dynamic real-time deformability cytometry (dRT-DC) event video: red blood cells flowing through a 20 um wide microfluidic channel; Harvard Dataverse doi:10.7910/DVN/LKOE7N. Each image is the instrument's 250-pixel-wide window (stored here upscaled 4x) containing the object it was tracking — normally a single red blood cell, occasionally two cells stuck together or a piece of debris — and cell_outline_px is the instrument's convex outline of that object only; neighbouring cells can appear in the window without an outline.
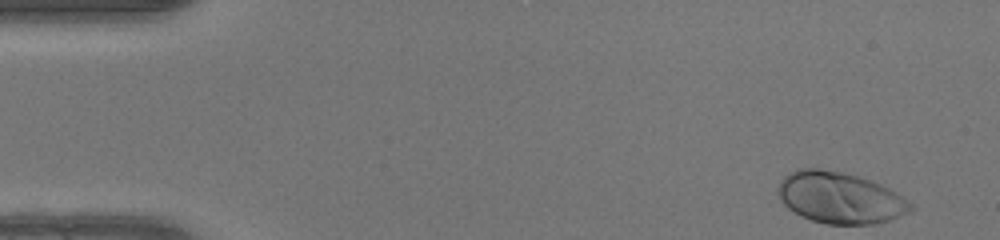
{"species": "human", "species_latin": "Homo sapiens", "temperature_condition": "warm", "stored_images_in_passage": 48, "camera_frame_rate_fps": 3000, "um_per_image_px": 0.085, "donor": {"sex": "female"}, "frame": {"image": 1, "passage_image": 1, "time_ms": 0.0, "image_size_px": [1000, 240], "cell_outline_px": [[916, 208], [908, 212], [888, 220], [876, 224], [828, 224], [812, 220], [800, 216], [788, 208], [780, 200], [776, 188], [780, 180], [788, 172], [796, 168], [816, 168], [840, 172], [856, 176], [880, 184], [904, 196]], "centroid_in_image_um": [71.36, 16.81], "position_along_channel_um": 13.6, "area_um2": 39.77}}
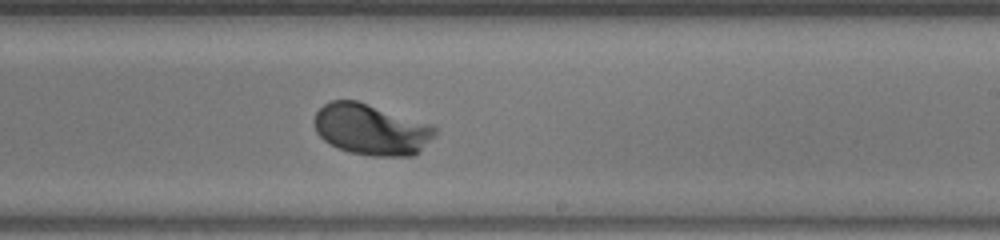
{"frame": {"image": 2, "passage_image": 28, "time_ms": 9.0, "image_size_px": [1000, 240], "cell_outline_px": [[440, 128], [436, 136], [420, 152], [412, 156], [368, 156], [348, 152], [336, 148], [324, 140], [316, 132], [312, 120], [316, 112], [324, 104], [332, 100], [356, 100], [432, 124]], "centroid_in_image_um": [31.58, 11.02], "position_along_channel_um": 257.4, "area_um2": 36.59}}
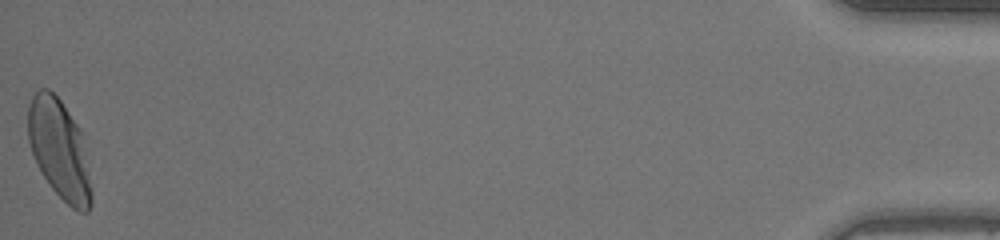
{"frame": {"image": 3, "passage_image": 48, "time_ms": 15.667, "image_size_px": [1000, 240], "cell_outline_px": [[92, 204], [88, 212], [80, 212], [72, 208], [48, 184], [40, 172], [36, 164], [28, 140], [28, 104], [32, 96], [40, 88], [48, 88], [60, 100], [84, 132], [92, 188]], "centroid_in_image_um": [5.08, 12.71], "position_along_channel_um": 430.1, "area_um2": 37.51}, "authors_computed_cell_mechanics": {"area_um2": 35.2869, "velocity_mm_per_s": 4.1258, "shape_relaxation_time_tau1_ms": 1.8069, "shape_relaxation_time_tau2_ms": null, "deformation_change_tau1": 0.1504, "deformation_change_tau2": null}}